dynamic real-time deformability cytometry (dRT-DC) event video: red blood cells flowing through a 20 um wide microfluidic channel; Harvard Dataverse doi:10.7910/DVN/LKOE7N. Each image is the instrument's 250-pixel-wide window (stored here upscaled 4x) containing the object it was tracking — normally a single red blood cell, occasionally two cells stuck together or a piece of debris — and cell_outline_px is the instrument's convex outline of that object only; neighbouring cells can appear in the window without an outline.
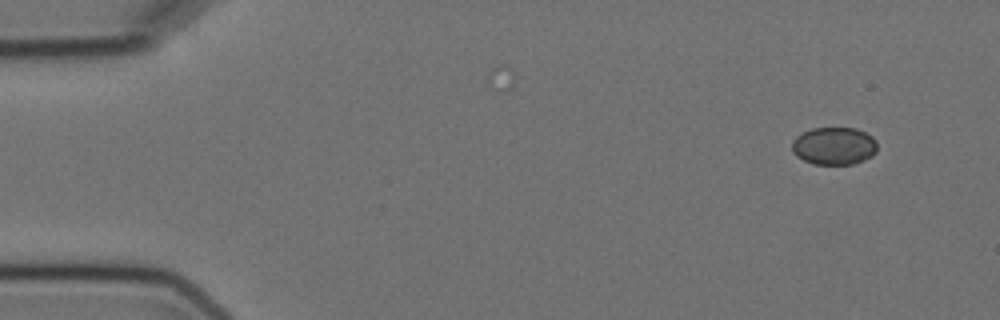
{"species": "Egyptian fruit bat (a non-hibernating species)", "species_latin": "Rousettus aegyptiacus", "temperature_condition": "cold", "stored_images_in_passage": 4, "camera_frame_rate_fps": 3000, "um_per_image_px": 0.085, "animal": {"sex": "female"}, "frame": {"image": 1, "passage_image": 1, "time_ms": 0.0, "image_size_px": [1000, 320], "cell_outline_px": [[876, 152], [872, 156], [864, 160], [852, 164], [812, 164], [796, 156], [792, 152], [792, 140], [796, 136], [812, 128], [856, 128], [872, 136], [876, 140]], "centroid_in_image_um": [70.88, 12.41], "position_along_channel_um": 14.1, "area_um2": 18.79}}
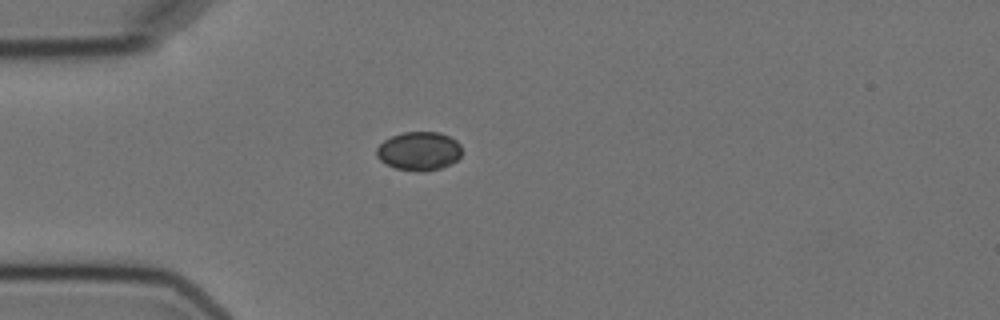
{"frame": {"image": 2, "passage_image": 4, "time_ms": 3.667, "image_size_px": [1000, 320], "cell_outline_px": [[460, 156], [456, 160], [440, 168], [396, 168], [380, 160], [376, 156], [376, 148], [384, 140], [392, 136], [404, 132], [440, 132], [456, 140], [460, 144]], "centroid_in_image_um": [35.6, 12.77], "position_along_channel_um": 49.4, "area_um2": 18.38}}